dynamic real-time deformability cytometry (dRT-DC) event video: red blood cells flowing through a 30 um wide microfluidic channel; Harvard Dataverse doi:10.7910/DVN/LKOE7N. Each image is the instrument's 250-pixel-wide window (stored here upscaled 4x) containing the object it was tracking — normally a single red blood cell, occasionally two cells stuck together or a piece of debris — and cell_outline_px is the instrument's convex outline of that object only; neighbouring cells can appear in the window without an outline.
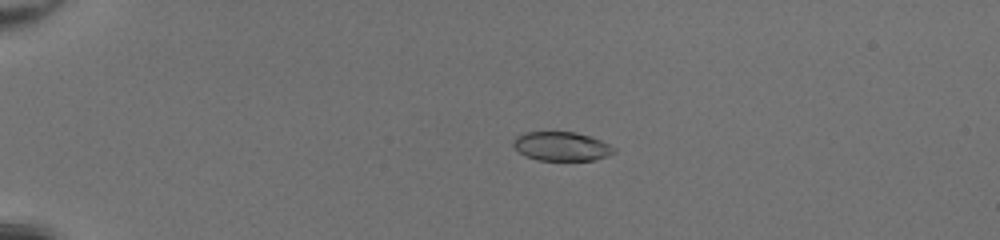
{"species": "common noctule bat (a hibernating species)", "species_latin": "Nyctalus noctula", "temperature_condition": "room temperature", "stored_images_in_passage": 52, "camera_frame_rate_fps": 3000, "um_per_image_px": 0.085, "animal": {"sex": "female", "body_mass_g": 20.0, "forearm_length_mm": 54.0}, "frame": {"image": 1, "passage_image": 14, "time_ms": 4.333, "image_size_px": [1000, 240], "cell_outline_px": [[616, 152], [596, 160], [536, 160], [524, 156], [512, 144], [512, 140], [516, 136], [524, 132], [576, 132], [592, 136], [616, 148]], "centroid_in_image_um": [47.72, 12.43], "position_along_channel_um": 37.3, "area_um2": 17.17}}
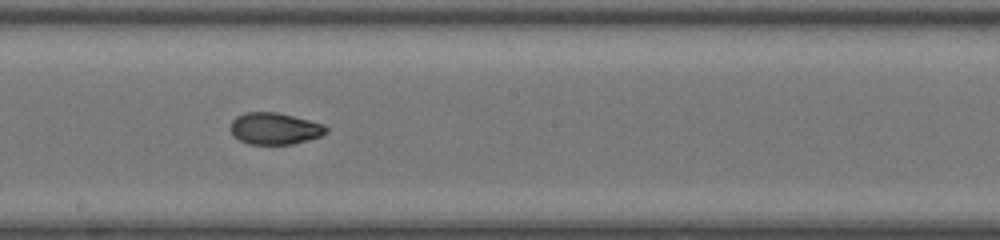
{"frame": {"image": 2, "passage_image": 32, "time_ms": 10.333, "image_size_px": [1000, 240], "cell_outline_px": [[328, 132], [320, 136], [308, 140], [292, 144], [248, 144], [232, 136], [232, 120], [236, 116], [244, 112], [276, 112], [324, 124], [328, 128]], "centroid_in_image_um": [23.35, 10.93], "position_along_channel_um": 224.8, "area_um2": 17.63}}
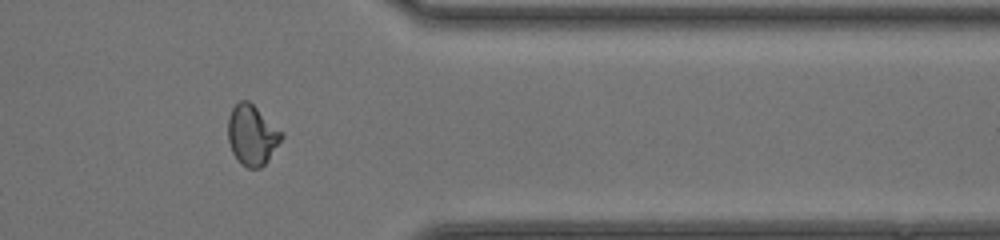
{"frame": {"image": 3, "passage_image": 44, "time_ms": 14.333, "image_size_px": [1000, 240], "cell_outline_px": [[284, 136], [268, 160], [260, 168], [248, 168], [240, 164], [236, 160], [232, 152], [228, 140], [228, 116], [232, 108], [240, 100], [248, 100], [284, 132]], "centroid_in_image_um": [21.42, 11.48], "position_along_channel_um": 390.0, "area_um2": 18.96}, "authors_computed_cell_mechanics": {"area_um2": 18.4382, "velocity_mm_per_s": 4.2993, "shape_relaxation_time_tau1_ms": 7.8141, "shape_relaxation_time_tau2_ms": 1.2306, "deformation_change_tau1": 0.233, "deformation_change_tau2": 0.0528}}